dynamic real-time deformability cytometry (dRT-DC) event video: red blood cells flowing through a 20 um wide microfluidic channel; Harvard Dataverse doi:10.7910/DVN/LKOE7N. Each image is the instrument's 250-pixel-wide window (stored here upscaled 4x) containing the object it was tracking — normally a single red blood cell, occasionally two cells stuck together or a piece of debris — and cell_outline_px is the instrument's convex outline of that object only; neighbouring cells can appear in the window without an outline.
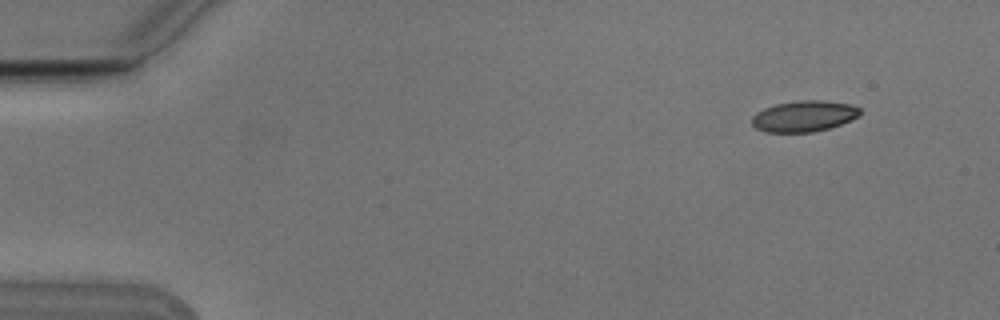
{"species": "Egyptian fruit bat (a non-hibernating species)", "species_latin": "Rousettus aegyptiacus", "temperature_condition": "cold", "stored_images_in_passage": 3, "camera_frame_rate_fps": 3000, "um_per_image_px": 0.085, "animal": {"sex": "male"}, "frame": {"image": 1, "passage_image": 1, "time_ms": 0.0, "image_size_px": [1000, 320], "cell_outline_px": [[860, 112], [852, 120], [828, 128], [812, 132], [764, 132], [756, 128], [752, 124], [752, 116], [756, 112], [764, 108], [776, 104], [796, 100], [824, 100], [852, 104], [860, 108]], "centroid_in_image_um": [68.32, 9.86], "position_along_channel_um": 16.7, "area_um2": 19.59}}